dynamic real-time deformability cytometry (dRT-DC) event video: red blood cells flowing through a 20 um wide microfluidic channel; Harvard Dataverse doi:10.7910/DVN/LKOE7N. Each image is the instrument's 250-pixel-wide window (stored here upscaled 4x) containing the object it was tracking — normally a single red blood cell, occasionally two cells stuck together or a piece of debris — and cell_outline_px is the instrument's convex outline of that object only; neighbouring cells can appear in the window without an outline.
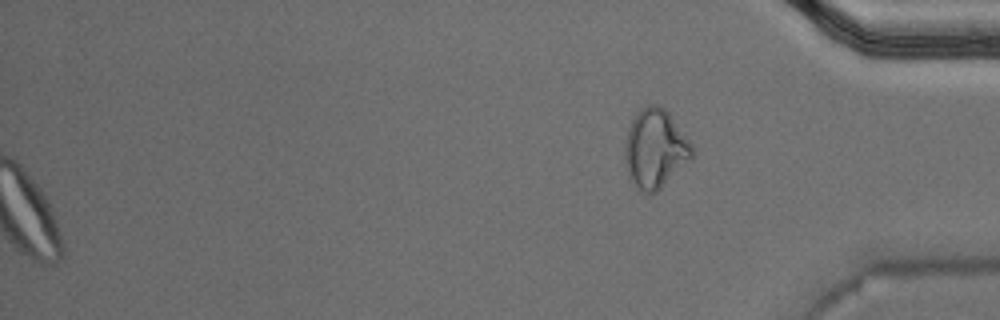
{"species": "Egyptian fruit bat (a non-hibernating species)", "species_latin": "Rousettus aegyptiacus", "temperature_condition": "warm", "stored_images_in_passage": 40, "segment_of_instrument_passage": [2, 2], "camera_frame_rate_fps": 3000, "um_per_image_px": 0.085, "animal": {"sex": "male"}, "frame": {"image": 1, "passage_image": 40, "time_ms": 13.0, "image_size_px": [1000, 320], "cell_outline_px": [[692, 156], [656, 192], [644, 192], [628, 176], [624, 164], [624, 144], [628, 128], [636, 112], [640, 108], [648, 104], [656, 104], [664, 108], [668, 112], [692, 144]], "centroid_in_image_um": [55.64, 12.58], "position_along_channel_um": 379.6, "area_um2": 30.4}}